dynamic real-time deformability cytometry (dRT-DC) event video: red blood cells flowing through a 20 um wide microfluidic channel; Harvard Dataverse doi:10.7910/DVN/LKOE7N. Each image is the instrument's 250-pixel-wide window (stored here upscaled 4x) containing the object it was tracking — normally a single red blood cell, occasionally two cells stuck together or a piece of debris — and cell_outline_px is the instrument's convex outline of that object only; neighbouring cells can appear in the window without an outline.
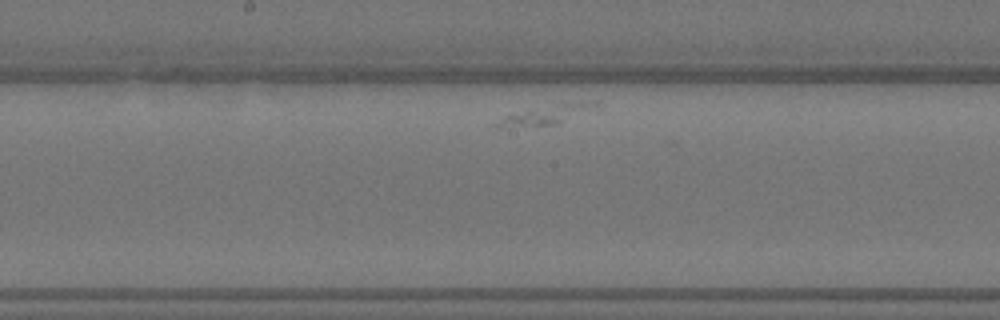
{"species": "Egyptian fruit bat (a non-hibernating species)", "species_latin": "Rousettus aegyptiacus", "temperature_condition": "warm", "stored_images_in_passage": 36, "camera_frame_rate_fps": 3000, "um_per_image_px": 0.085, "animal": {"sex": "female"}, "frame": {"image": 1, "passage_image": 17, "time_ms": 5.333, "image_size_px": [1000, 320], "cell_outline_px": [[600, 104], [556, 124], [500, 128], [496, 128], [492, 124], [508, 116], [560, 104], [580, 100], [596, 100]], "centroid_in_image_um": [46.47, 9.76], "position_along_channel_um": 201.7, "area_um2": 10.12}}